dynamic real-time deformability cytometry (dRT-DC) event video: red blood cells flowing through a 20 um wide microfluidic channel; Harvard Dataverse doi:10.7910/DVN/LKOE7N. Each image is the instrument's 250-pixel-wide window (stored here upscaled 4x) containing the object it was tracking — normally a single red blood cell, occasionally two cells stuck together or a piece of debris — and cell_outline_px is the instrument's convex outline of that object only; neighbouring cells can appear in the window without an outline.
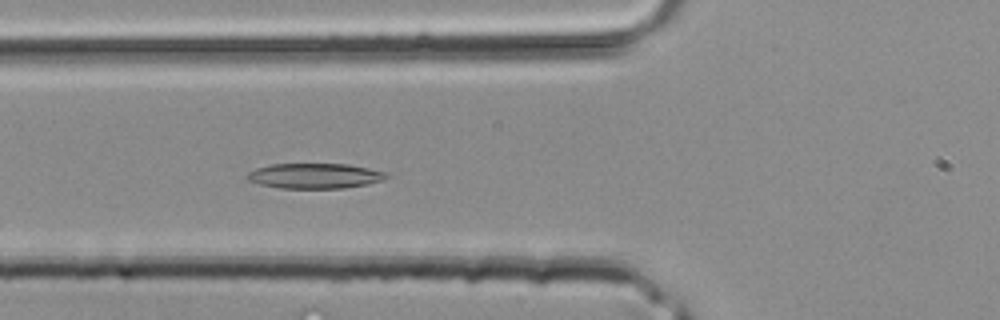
{"species": "common noctule bat (a hibernating species)", "species_latin": "Nyctalus noctula", "temperature_condition": "room temperature", "stored_images_in_passage": 34, "camera_frame_rate_fps": 3000, "um_per_image_px": 0.085, "animal": {"sex": "male", "body_mass_g": 20.4}, "frame": {"image": 1, "passage_image": 10, "time_ms": 3.0, "image_size_px": [1000, 320], "cell_outline_px": [[392, 176], [384, 180], [368, 184], [344, 188], [280, 188], [260, 184], [248, 180], [244, 176], [248, 172], [256, 168], [272, 164], [348, 164], [388, 172]], "centroid_in_image_um": [26.8, 14.95], "position_along_channel_um": 99.0, "area_um2": 20.63}}
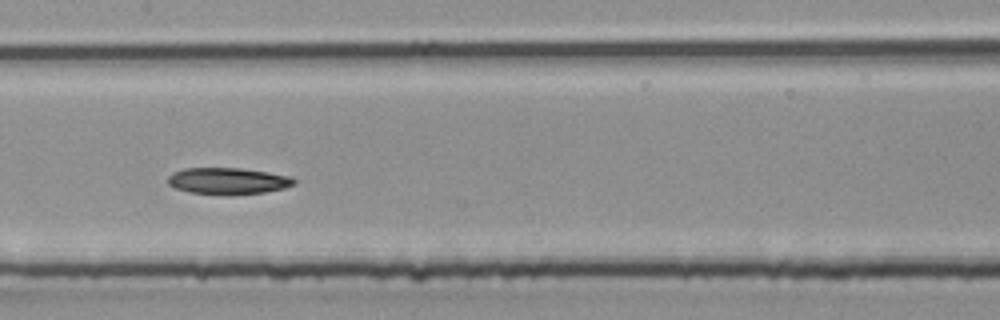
{"frame": {"image": 2, "passage_image": 15, "time_ms": 4.667, "image_size_px": [1000, 320], "cell_outline_px": [[296, 184], [284, 188], [264, 192], [228, 196], [224, 196], [188, 192], [176, 188], [168, 184], [168, 176], [172, 172], [184, 168], [240, 168], [268, 172], [292, 176], [296, 180]], "centroid_in_image_um": [19.38, 15.39], "position_along_channel_um": 188.0, "area_um2": 19.94}}
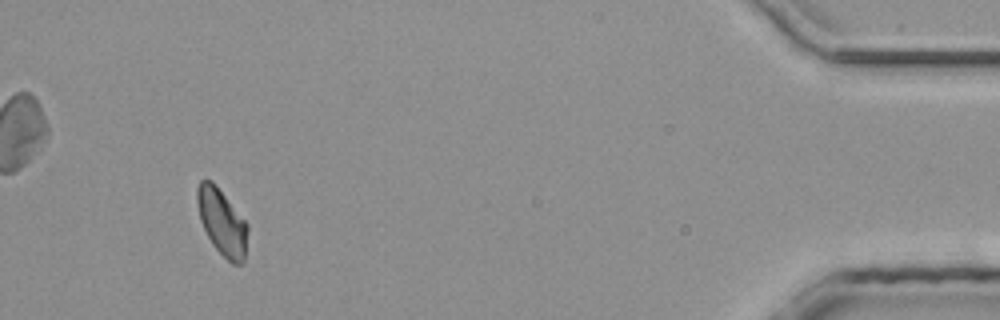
{"frame": {"image": 3, "passage_image": 32, "time_ms": 10.333, "image_size_px": [1000, 320], "cell_outline_px": [[248, 232], [244, 260], [240, 264], [232, 264], [212, 244], [200, 220], [196, 200], [196, 188], [200, 180], [212, 180], [248, 224]], "centroid_in_image_um": [18.86, 18.86], "position_along_channel_um": 416.3, "area_um2": 19.36}}